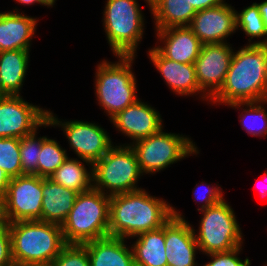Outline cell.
I'll return each mask as SVG.
<instances>
[{"label":"cell","instance_id":"1","mask_svg":"<svg viewBox=\"0 0 267 266\" xmlns=\"http://www.w3.org/2000/svg\"><path fill=\"white\" fill-rule=\"evenodd\" d=\"M173 216V206L146 189L110 196L109 236L123 239L156 230Z\"/></svg>","mask_w":267,"mask_h":266},{"label":"cell","instance_id":"2","mask_svg":"<svg viewBox=\"0 0 267 266\" xmlns=\"http://www.w3.org/2000/svg\"><path fill=\"white\" fill-rule=\"evenodd\" d=\"M267 99V45H247L234 49V54L220 91L211 105L228 106L236 102Z\"/></svg>","mask_w":267,"mask_h":266},{"label":"cell","instance_id":"3","mask_svg":"<svg viewBox=\"0 0 267 266\" xmlns=\"http://www.w3.org/2000/svg\"><path fill=\"white\" fill-rule=\"evenodd\" d=\"M15 266L50 264L66 245L62 227L41 220L9 223Z\"/></svg>","mask_w":267,"mask_h":266},{"label":"cell","instance_id":"4","mask_svg":"<svg viewBox=\"0 0 267 266\" xmlns=\"http://www.w3.org/2000/svg\"><path fill=\"white\" fill-rule=\"evenodd\" d=\"M118 61L104 59L97 64L94 91L100 109L109 120L138 99L133 63L137 56H114Z\"/></svg>","mask_w":267,"mask_h":266},{"label":"cell","instance_id":"5","mask_svg":"<svg viewBox=\"0 0 267 266\" xmlns=\"http://www.w3.org/2000/svg\"><path fill=\"white\" fill-rule=\"evenodd\" d=\"M110 196L94 188L78 193L61 225L66 244H84L109 236Z\"/></svg>","mask_w":267,"mask_h":266},{"label":"cell","instance_id":"6","mask_svg":"<svg viewBox=\"0 0 267 266\" xmlns=\"http://www.w3.org/2000/svg\"><path fill=\"white\" fill-rule=\"evenodd\" d=\"M103 28L113 56H138L145 33V17L138 0H107Z\"/></svg>","mask_w":267,"mask_h":266},{"label":"cell","instance_id":"7","mask_svg":"<svg viewBox=\"0 0 267 266\" xmlns=\"http://www.w3.org/2000/svg\"><path fill=\"white\" fill-rule=\"evenodd\" d=\"M113 145L93 163V188L112 196L142 189L138 187L141 173L135 151L130 145Z\"/></svg>","mask_w":267,"mask_h":266},{"label":"cell","instance_id":"8","mask_svg":"<svg viewBox=\"0 0 267 266\" xmlns=\"http://www.w3.org/2000/svg\"><path fill=\"white\" fill-rule=\"evenodd\" d=\"M199 213L201 220L198 230L195 227L193 230L202 254L229 252L244 245L245 239L237 216L225 199Z\"/></svg>","mask_w":267,"mask_h":266},{"label":"cell","instance_id":"9","mask_svg":"<svg viewBox=\"0 0 267 266\" xmlns=\"http://www.w3.org/2000/svg\"><path fill=\"white\" fill-rule=\"evenodd\" d=\"M163 130L130 145L143 176L161 172L186 157L200 153L196 142L189 136Z\"/></svg>","mask_w":267,"mask_h":266},{"label":"cell","instance_id":"10","mask_svg":"<svg viewBox=\"0 0 267 266\" xmlns=\"http://www.w3.org/2000/svg\"><path fill=\"white\" fill-rule=\"evenodd\" d=\"M48 127H61L69 148L77 158L91 162L100 160L114 145L107 130L96 122L61 120L48 110Z\"/></svg>","mask_w":267,"mask_h":266},{"label":"cell","instance_id":"11","mask_svg":"<svg viewBox=\"0 0 267 266\" xmlns=\"http://www.w3.org/2000/svg\"><path fill=\"white\" fill-rule=\"evenodd\" d=\"M42 177L22 175L11 178L2 199L5 222L41 220Z\"/></svg>","mask_w":267,"mask_h":266},{"label":"cell","instance_id":"12","mask_svg":"<svg viewBox=\"0 0 267 266\" xmlns=\"http://www.w3.org/2000/svg\"><path fill=\"white\" fill-rule=\"evenodd\" d=\"M39 127H48V109L25 101L21 95L0 99V137L20 139Z\"/></svg>","mask_w":267,"mask_h":266},{"label":"cell","instance_id":"13","mask_svg":"<svg viewBox=\"0 0 267 266\" xmlns=\"http://www.w3.org/2000/svg\"><path fill=\"white\" fill-rule=\"evenodd\" d=\"M230 42L203 44L194 62L198 86L211 100L222 88L234 54Z\"/></svg>","mask_w":267,"mask_h":266},{"label":"cell","instance_id":"14","mask_svg":"<svg viewBox=\"0 0 267 266\" xmlns=\"http://www.w3.org/2000/svg\"><path fill=\"white\" fill-rule=\"evenodd\" d=\"M193 226L173 207V216L165 224V253L167 266H199V252Z\"/></svg>","mask_w":267,"mask_h":266},{"label":"cell","instance_id":"15","mask_svg":"<svg viewBox=\"0 0 267 266\" xmlns=\"http://www.w3.org/2000/svg\"><path fill=\"white\" fill-rule=\"evenodd\" d=\"M203 44L227 43L236 30V10L227 2L199 10L188 26Z\"/></svg>","mask_w":267,"mask_h":266},{"label":"cell","instance_id":"16","mask_svg":"<svg viewBox=\"0 0 267 266\" xmlns=\"http://www.w3.org/2000/svg\"><path fill=\"white\" fill-rule=\"evenodd\" d=\"M161 117L156 108L139 98L134 104L127 106L114 116L110 123L114 125L118 133L131 139L130 143L123 145H132L138 140L158 133L164 127Z\"/></svg>","mask_w":267,"mask_h":266},{"label":"cell","instance_id":"17","mask_svg":"<svg viewBox=\"0 0 267 266\" xmlns=\"http://www.w3.org/2000/svg\"><path fill=\"white\" fill-rule=\"evenodd\" d=\"M152 65L162 76L167 87L177 96H199L207 103L210 99L201 91L194 64L179 63L165 58L154 46L147 51Z\"/></svg>","mask_w":267,"mask_h":266},{"label":"cell","instance_id":"18","mask_svg":"<svg viewBox=\"0 0 267 266\" xmlns=\"http://www.w3.org/2000/svg\"><path fill=\"white\" fill-rule=\"evenodd\" d=\"M155 48L167 59L179 63L194 64L203 43L188 26L155 30Z\"/></svg>","mask_w":267,"mask_h":266},{"label":"cell","instance_id":"19","mask_svg":"<svg viewBox=\"0 0 267 266\" xmlns=\"http://www.w3.org/2000/svg\"><path fill=\"white\" fill-rule=\"evenodd\" d=\"M38 18L28 16L15 7L12 11L0 12V52L30 50L35 37Z\"/></svg>","mask_w":267,"mask_h":266},{"label":"cell","instance_id":"20","mask_svg":"<svg viewBox=\"0 0 267 266\" xmlns=\"http://www.w3.org/2000/svg\"><path fill=\"white\" fill-rule=\"evenodd\" d=\"M127 239L106 236L84 243L91 266H135Z\"/></svg>","mask_w":267,"mask_h":266},{"label":"cell","instance_id":"21","mask_svg":"<svg viewBox=\"0 0 267 266\" xmlns=\"http://www.w3.org/2000/svg\"><path fill=\"white\" fill-rule=\"evenodd\" d=\"M42 191L41 221L61 226L67 219L78 193L43 177Z\"/></svg>","mask_w":267,"mask_h":266},{"label":"cell","instance_id":"22","mask_svg":"<svg viewBox=\"0 0 267 266\" xmlns=\"http://www.w3.org/2000/svg\"><path fill=\"white\" fill-rule=\"evenodd\" d=\"M29 63V50L0 52V91L4 95H21Z\"/></svg>","mask_w":267,"mask_h":266},{"label":"cell","instance_id":"23","mask_svg":"<svg viewBox=\"0 0 267 266\" xmlns=\"http://www.w3.org/2000/svg\"><path fill=\"white\" fill-rule=\"evenodd\" d=\"M153 15L154 30L189 26L197 11L189 0H144Z\"/></svg>","mask_w":267,"mask_h":266},{"label":"cell","instance_id":"24","mask_svg":"<svg viewBox=\"0 0 267 266\" xmlns=\"http://www.w3.org/2000/svg\"><path fill=\"white\" fill-rule=\"evenodd\" d=\"M131 239H136L131 244L135 266L168 265L165 253V225Z\"/></svg>","mask_w":267,"mask_h":266},{"label":"cell","instance_id":"25","mask_svg":"<svg viewBox=\"0 0 267 266\" xmlns=\"http://www.w3.org/2000/svg\"><path fill=\"white\" fill-rule=\"evenodd\" d=\"M92 166L93 164L89 161L68 156L49 178L77 193L86 192L93 188Z\"/></svg>","mask_w":267,"mask_h":266},{"label":"cell","instance_id":"26","mask_svg":"<svg viewBox=\"0 0 267 266\" xmlns=\"http://www.w3.org/2000/svg\"><path fill=\"white\" fill-rule=\"evenodd\" d=\"M263 105H267V99L257 102H236L228 106L239 109L241 112V114L239 113V122L248 135L266 138L267 109Z\"/></svg>","mask_w":267,"mask_h":266},{"label":"cell","instance_id":"27","mask_svg":"<svg viewBox=\"0 0 267 266\" xmlns=\"http://www.w3.org/2000/svg\"><path fill=\"white\" fill-rule=\"evenodd\" d=\"M236 30L249 37L247 45H267V33L256 2L239 12L236 10Z\"/></svg>","mask_w":267,"mask_h":266},{"label":"cell","instance_id":"28","mask_svg":"<svg viewBox=\"0 0 267 266\" xmlns=\"http://www.w3.org/2000/svg\"><path fill=\"white\" fill-rule=\"evenodd\" d=\"M68 158V153L57 140L48 136L42 141L38 158V176L49 178Z\"/></svg>","mask_w":267,"mask_h":266},{"label":"cell","instance_id":"29","mask_svg":"<svg viewBox=\"0 0 267 266\" xmlns=\"http://www.w3.org/2000/svg\"><path fill=\"white\" fill-rule=\"evenodd\" d=\"M39 131L20 138V159L23 175L38 176V158L41 151L42 141L47 137H38Z\"/></svg>","mask_w":267,"mask_h":266},{"label":"cell","instance_id":"30","mask_svg":"<svg viewBox=\"0 0 267 266\" xmlns=\"http://www.w3.org/2000/svg\"><path fill=\"white\" fill-rule=\"evenodd\" d=\"M0 167L10 178L23 175L19 138L0 137Z\"/></svg>","mask_w":267,"mask_h":266},{"label":"cell","instance_id":"31","mask_svg":"<svg viewBox=\"0 0 267 266\" xmlns=\"http://www.w3.org/2000/svg\"><path fill=\"white\" fill-rule=\"evenodd\" d=\"M51 266H91L87 248L83 244H66Z\"/></svg>","mask_w":267,"mask_h":266},{"label":"cell","instance_id":"32","mask_svg":"<svg viewBox=\"0 0 267 266\" xmlns=\"http://www.w3.org/2000/svg\"><path fill=\"white\" fill-rule=\"evenodd\" d=\"M203 186L206 188L201 190ZM193 190L194 201H197L195 202L196 204H200L197 211L207 209L208 207L214 206L224 200L223 189L217 183L215 185H211V183L207 184L205 181H202L200 184L196 183L195 189Z\"/></svg>","mask_w":267,"mask_h":266},{"label":"cell","instance_id":"33","mask_svg":"<svg viewBox=\"0 0 267 266\" xmlns=\"http://www.w3.org/2000/svg\"><path fill=\"white\" fill-rule=\"evenodd\" d=\"M242 249V246H240L229 252L207 254L206 256L211 261L204 265L199 264V266H250L251 260L249 257H246L244 261L239 257Z\"/></svg>","mask_w":267,"mask_h":266},{"label":"cell","instance_id":"34","mask_svg":"<svg viewBox=\"0 0 267 266\" xmlns=\"http://www.w3.org/2000/svg\"><path fill=\"white\" fill-rule=\"evenodd\" d=\"M0 266H15L12 258L9 223L0 226Z\"/></svg>","mask_w":267,"mask_h":266},{"label":"cell","instance_id":"35","mask_svg":"<svg viewBox=\"0 0 267 266\" xmlns=\"http://www.w3.org/2000/svg\"><path fill=\"white\" fill-rule=\"evenodd\" d=\"M196 11L212 8L226 0H189Z\"/></svg>","mask_w":267,"mask_h":266},{"label":"cell","instance_id":"36","mask_svg":"<svg viewBox=\"0 0 267 266\" xmlns=\"http://www.w3.org/2000/svg\"><path fill=\"white\" fill-rule=\"evenodd\" d=\"M11 178L9 175L0 167V198L3 199Z\"/></svg>","mask_w":267,"mask_h":266},{"label":"cell","instance_id":"37","mask_svg":"<svg viewBox=\"0 0 267 266\" xmlns=\"http://www.w3.org/2000/svg\"><path fill=\"white\" fill-rule=\"evenodd\" d=\"M258 8H259V12L262 16V20L265 26V30L267 33V0L262 1L261 3H256Z\"/></svg>","mask_w":267,"mask_h":266},{"label":"cell","instance_id":"38","mask_svg":"<svg viewBox=\"0 0 267 266\" xmlns=\"http://www.w3.org/2000/svg\"><path fill=\"white\" fill-rule=\"evenodd\" d=\"M16 3H19L20 5L24 6H29V5H34L35 3L41 5V6H46L41 0H14Z\"/></svg>","mask_w":267,"mask_h":266},{"label":"cell","instance_id":"39","mask_svg":"<svg viewBox=\"0 0 267 266\" xmlns=\"http://www.w3.org/2000/svg\"><path fill=\"white\" fill-rule=\"evenodd\" d=\"M261 179L262 180H266L267 179V171H265L264 173H263V176H261ZM264 180V181H265ZM262 182V181H261ZM265 182H267V181H265ZM264 182V183H265ZM258 190H260V195L262 196V197H264V196H267V185H265V186H261V187H259V189Z\"/></svg>","mask_w":267,"mask_h":266},{"label":"cell","instance_id":"40","mask_svg":"<svg viewBox=\"0 0 267 266\" xmlns=\"http://www.w3.org/2000/svg\"><path fill=\"white\" fill-rule=\"evenodd\" d=\"M5 223L4 217H3V204H2V198H0V226H2Z\"/></svg>","mask_w":267,"mask_h":266},{"label":"cell","instance_id":"41","mask_svg":"<svg viewBox=\"0 0 267 266\" xmlns=\"http://www.w3.org/2000/svg\"><path fill=\"white\" fill-rule=\"evenodd\" d=\"M41 1L46 5L47 8L51 9L52 7H54L53 5H55L57 0H41Z\"/></svg>","mask_w":267,"mask_h":266},{"label":"cell","instance_id":"42","mask_svg":"<svg viewBox=\"0 0 267 266\" xmlns=\"http://www.w3.org/2000/svg\"><path fill=\"white\" fill-rule=\"evenodd\" d=\"M25 266H51V264H46V265H25Z\"/></svg>","mask_w":267,"mask_h":266},{"label":"cell","instance_id":"43","mask_svg":"<svg viewBox=\"0 0 267 266\" xmlns=\"http://www.w3.org/2000/svg\"><path fill=\"white\" fill-rule=\"evenodd\" d=\"M4 96V94L0 91V99Z\"/></svg>","mask_w":267,"mask_h":266}]
</instances>
